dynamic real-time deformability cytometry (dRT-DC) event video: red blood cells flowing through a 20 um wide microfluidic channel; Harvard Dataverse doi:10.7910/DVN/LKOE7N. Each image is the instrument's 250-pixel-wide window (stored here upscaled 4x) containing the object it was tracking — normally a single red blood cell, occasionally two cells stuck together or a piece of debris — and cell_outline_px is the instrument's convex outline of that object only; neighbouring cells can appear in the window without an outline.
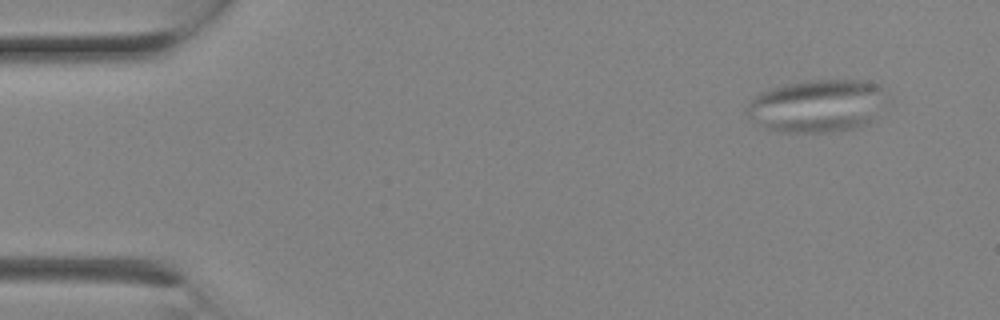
{"species": "Egyptian fruit bat (a non-hibernating species)", "species_latin": "Rousettus aegyptiacus", "temperature_condition": "room temperature", "stored_images_in_passage": 4, "camera_frame_rate_fps": 3000, "um_per_image_px": 0.085, "animal": {"sex": "female"}, "frame": {"image": 1, "passage_image": 4, "time_ms": 1.0, "image_size_px": [1000, 320], "cell_outline_px": [[892, 100], [868, 124], [856, 128], [828, 132], [784, 132], [764, 128], [752, 120], [748, 116], [748, 104], [760, 92], [772, 88], [788, 84], [808, 80], [868, 80], [880, 84], [892, 96]], "centroid_in_image_um": [69.61, 8.98], "position_along_channel_um": 15.4, "area_um2": 43.87}}